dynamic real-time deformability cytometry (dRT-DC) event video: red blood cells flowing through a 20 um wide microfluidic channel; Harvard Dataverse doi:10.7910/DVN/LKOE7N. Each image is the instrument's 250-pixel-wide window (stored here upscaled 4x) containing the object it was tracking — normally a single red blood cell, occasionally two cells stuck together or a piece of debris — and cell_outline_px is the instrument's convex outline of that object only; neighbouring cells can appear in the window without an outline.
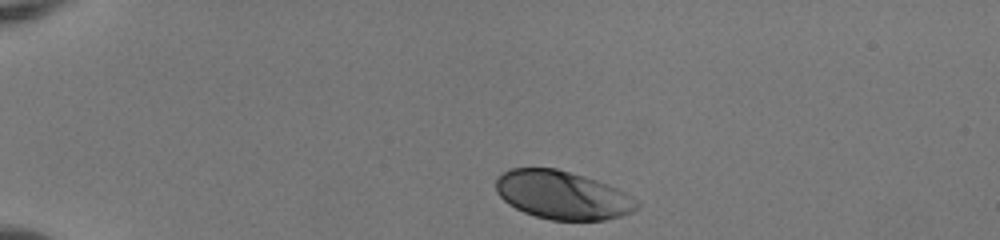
{"species": "human", "species_latin": "Homo sapiens", "temperature_condition": "room temperature", "stored_images_in_passage": 36, "camera_frame_rate_fps": 3000, "um_per_image_px": 0.085, "donor": {"sex": "female"}, "frame": {"image": 1, "passage_image": 1, "time_ms": 0.0, "image_size_px": [1000, 240], "cell_outline_px": [[640, 208], [632, 212], [620, 216], [604, 220], [552, 220], [536, 216], [524, 212], [508, 204], [496, 192], [496, 180], [504, 172], [512, 168], [556, 168], [584, 176], [608, 184], [624, 192], [636, 200], [640, 204]], "centroid_in_image_um": [47.82, 16.59], "position_along_channel_um": 37.2, "area_um2": 39.54}}
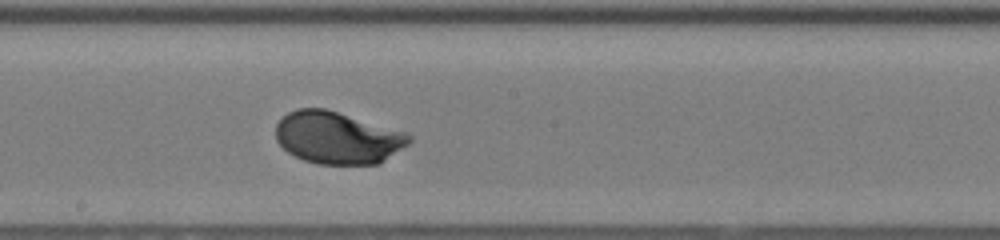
{"frame": {"image": 2, "passage_image": 20, "time_ms": 6.333, "image_size_px": [1000, 240], "cell_outline_px": [[412, 140], [408, 144], [380, 164], [316, 164], [304, 160], [288, 152], [276, 140], [276, 124], [288, 112], [296, 108], [324, 108], [408, 132], [412, 136]], "centroid_in_image_um": [28.71, 11.71], "position_along_channel_um": 219.5, "area_um2": 40.69}}
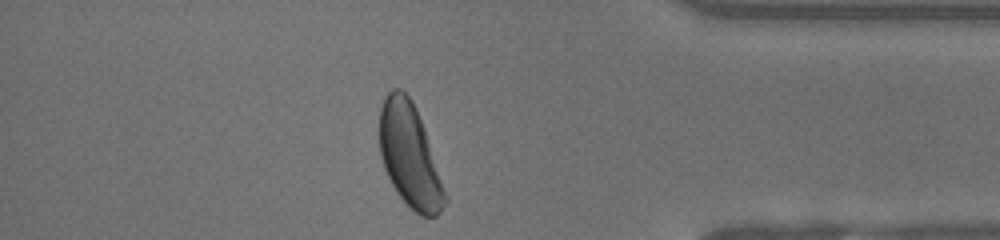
{"frame": {"image": 3, "passage_image": 35, "time_ms": 11.333, "image_size_px": [1000, 240], "cell_outline_px": [[448, 200], [440, 212], [436, 216], [420, 216], [396, 192], [384, 168], [380, 156], [380, 108], [384, 96], [392, 88], [400, 88], [412, 100], [424, 128], [448, 196]], "centroid_in_image_um": [34.83, 13.22], "position_along_channel_um": 400.4, "area_um2": 39.25}, "authors_computed_cell_mechanics": {"area_um2": 39.7375, "velocity_mm_per_s": 3.9903, "shape_relaxation_time_tau1_ms": 1.8958, "shape_relaxation_time_tau2_ms": null, "deformation_change_tau1": 0.1446, "deformation_change_tau2": null}}